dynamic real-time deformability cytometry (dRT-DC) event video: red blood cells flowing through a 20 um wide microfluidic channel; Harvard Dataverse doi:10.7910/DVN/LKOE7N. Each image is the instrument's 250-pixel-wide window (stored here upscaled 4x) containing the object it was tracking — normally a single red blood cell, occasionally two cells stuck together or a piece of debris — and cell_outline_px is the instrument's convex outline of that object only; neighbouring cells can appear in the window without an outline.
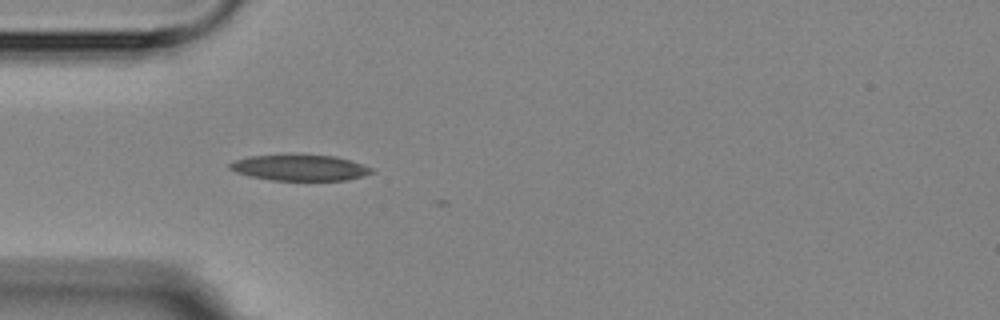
{"species": "Egyptian fruit bat (a non-hibernating species)", "species_latin": "Rousettus aegyptiacus", "temperature_condition": "room temperature", "stored_images_in_passage": 3, "camera_frame_rate_fps": 3000, "um_per_image_px": 0.085, "animal": {"sex": "female"}, "frame": {"image": 1, "passage_image": 2, "time_ms": 1.333, "image_size_px": [1000, 320], "cell_outline_px": [[376, 172], [364, 176], [344, 180], [272, 180], [248, 176], [236, 172], [228, 168], [228, 164], [236, 160], [248, 156], [336, 156], [372, 168]], "centroid_in_image_um": [25.47, 14.28], "position_along_channel_um": 59.5, "area_um2": 20.92}}
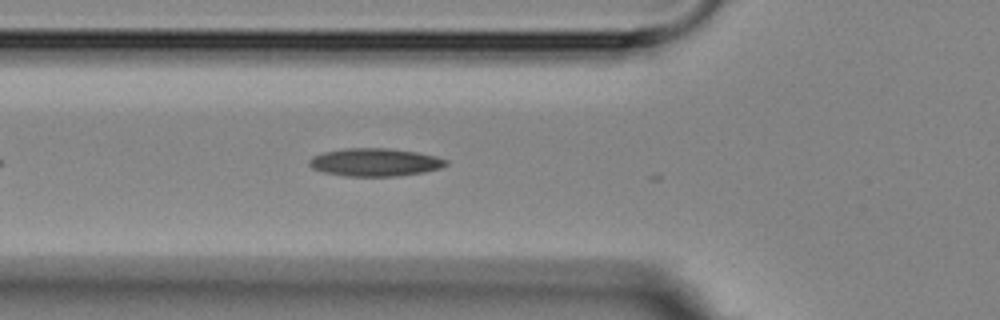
{"frame": {"image": 2, "passage_image": 3, "time_ms": 2.333, "image_size_px": [1000, 320], "cell_outline_px": [[448, 164], [440, 168], [424, 172], [396, 176], [344, 176], [324, 172], [312, 168], [308, 164], [308, 160], [312, 156], [324, 152], [344, 148], [388, 148], [416, 152], [436, 156], [448, 160]], "centroid_in_image_um": [31.86, 13.79], "position_along_channel_um": 93.9, "area_um2": 22.31}}